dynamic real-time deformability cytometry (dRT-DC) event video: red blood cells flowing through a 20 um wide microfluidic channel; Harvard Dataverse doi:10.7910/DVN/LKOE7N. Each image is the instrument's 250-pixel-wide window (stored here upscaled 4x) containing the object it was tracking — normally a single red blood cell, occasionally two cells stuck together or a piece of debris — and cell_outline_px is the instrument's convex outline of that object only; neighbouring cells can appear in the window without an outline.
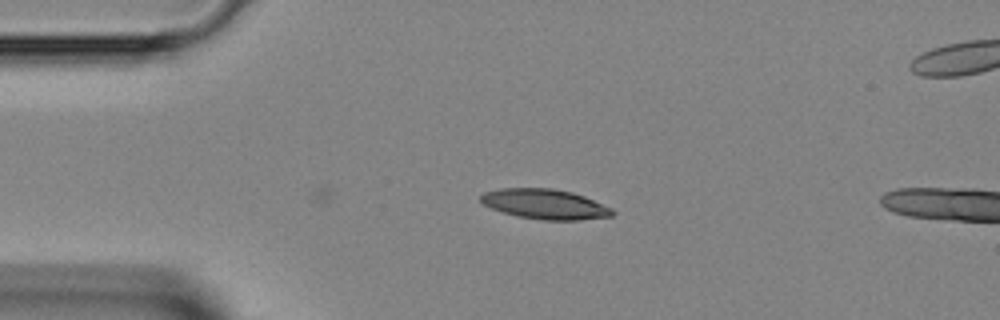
{"species": "Egyptian fruit bat (a non-hibernating species)", "species_latin": "Rousettus aegyptiacus", "temperature_condition": "room temperature", "stored_images_in_passage": 17, "camera_frame_rate_fps": 3000, "um_per_image_px": 0.085, "animal": {"sex": "female"}, "frame": {"image": 1, "passage_image": 17, "time_ms": 5.333, "image_size_px": [1000, 320], "cell_outline_px": [[616, 212], [612, 216], [580, 220], [540, 220], [516, 216], [492, 208], [484, 204], [480, 200], [480, 196], [484, 192], [500, 188], [552, 188], [572, 192], [584, 196], [612, 208]], "centroid_in_image_um": [46.34, 17.35], "position_along_channel_um": 38.7, "area_um2": 23.06}}